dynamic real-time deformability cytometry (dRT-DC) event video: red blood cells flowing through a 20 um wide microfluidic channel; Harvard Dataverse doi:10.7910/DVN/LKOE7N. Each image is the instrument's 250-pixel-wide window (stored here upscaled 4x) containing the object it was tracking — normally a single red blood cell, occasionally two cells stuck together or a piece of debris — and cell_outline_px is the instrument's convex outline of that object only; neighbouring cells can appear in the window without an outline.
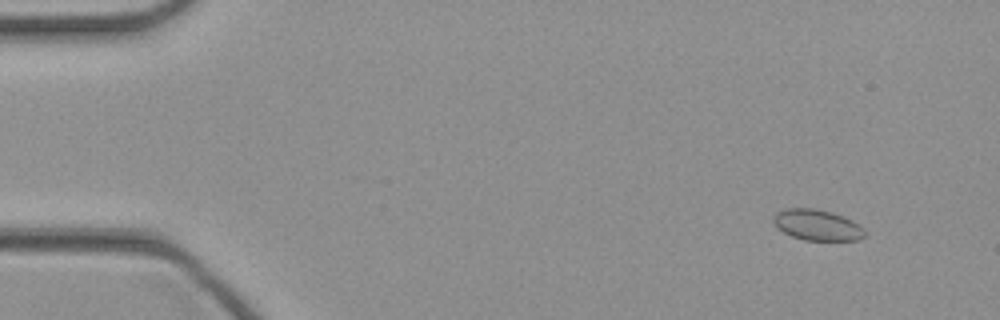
{"species": "common noctule bat (a hibernating species)", "species_latin": "Nyctalus noctula", "temperature_condition": "cold", "stored_images_in_passage": 45, "camera_frame_rate_fps": 3000, "um_per_image_px": 0.085, "animal": {"sex": "female", "body_mass_g": 21.9}, "frame": {"image": 1, "passage_image": 3, "time_ms": 0.667, "image_size_px": [1000, 320], "cell_outline_px": [[864, 236], [860, 240], [804, 240], [792, 236], [776, 228], [772, 220], [776, 212], [788, 208], [812, 208], [832, 212], [852, 220], [864, 228]], "centroid_in_image_um": [69.44, 19.12], "position_along_channel_um": 15.6, "area_um2": 16.42}}
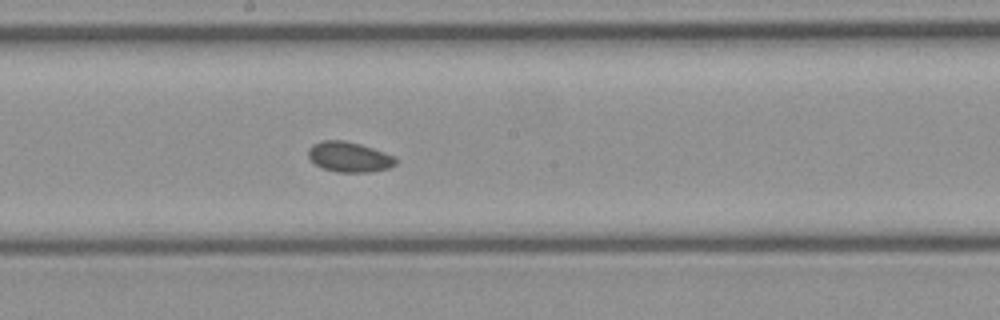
{"frame": {"image": 2, "passage_image": 24, "time_ms": 7.667, "image_size_px": [1000, 320], "cell_outline_px": [[396, 164], [388, 168], [372, 172], [336, 172], [324, 168], [316, 164], [308, 156], [308, 148], [312, 144], [320, 140], [344, 140], [360, 144], [396, 156]], "centroid_in_image_um": [29.68, 13.33], "position_along_channel_um": 218.5, "area_um2": 15.43}}
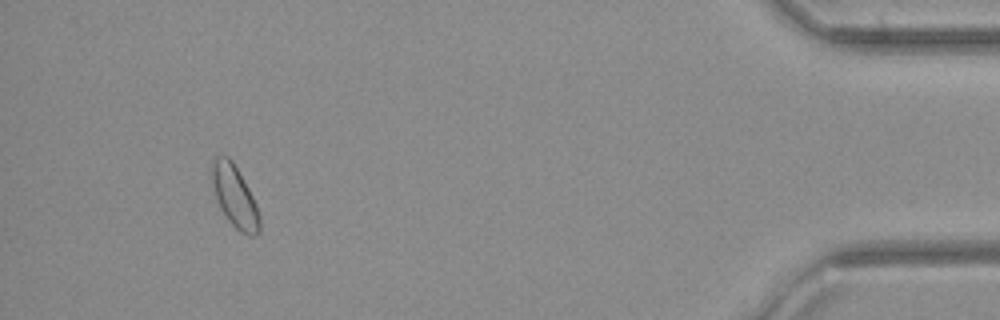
{"frame": {"image": 3, "passage_image": 42, "time_ms": 13.667, "image_size_px": [1000, 320], "cell_outline_px": [[260, 232], [256, 236], [248, 236], [240, 232], [228, 220], [220, 208], [208, 176], [212, 160], [216, 156], [228, 156], [232, 160], [248, 188], [256, 204], [260, 216]], "centroid_in_image_um": [19.91, 16.68], "position_along_channel_um": 415.3, "area_um2": 17.51}}